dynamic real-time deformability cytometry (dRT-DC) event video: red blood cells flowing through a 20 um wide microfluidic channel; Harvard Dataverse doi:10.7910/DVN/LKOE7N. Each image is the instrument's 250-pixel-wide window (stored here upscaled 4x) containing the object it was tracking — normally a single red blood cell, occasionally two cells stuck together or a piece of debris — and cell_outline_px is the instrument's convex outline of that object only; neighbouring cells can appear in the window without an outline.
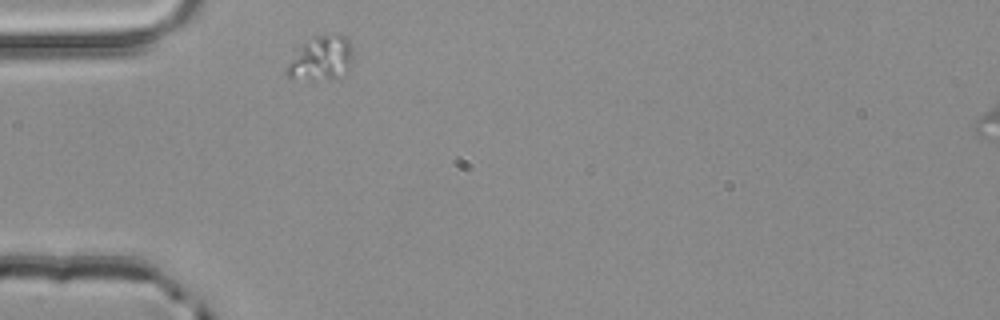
{"species": "common noctule bat (a hibernating species)", "species_latin": "Nyctalus noctula", "temperature_condition": "room temperature", "stored_images_in_passage": 2, "segment_of_instrument_passage": [1, 2], "camera_frame_rate_fps": 3000, "um_per_image_px": 0.085, "animal": {"sex": "male", "body_mass_g": 20.4}, "frame": {"image": 1, "passage_image": 1, "time_ms": 0.0, "image_size_px": [1000, 320], "cell_outline_px": [[352, 60], [348, 68], [336, 76], [312, 80], [288, 76], [284, 72], [284, 68], [304, 44], [316, 36], [336, 32], [344, 36], [348, 40], [352, 48]], "centroid_in_image_um": [27.3, 4.92], "position_along_channel_um": 57.7, "area_um2": 16.47}}